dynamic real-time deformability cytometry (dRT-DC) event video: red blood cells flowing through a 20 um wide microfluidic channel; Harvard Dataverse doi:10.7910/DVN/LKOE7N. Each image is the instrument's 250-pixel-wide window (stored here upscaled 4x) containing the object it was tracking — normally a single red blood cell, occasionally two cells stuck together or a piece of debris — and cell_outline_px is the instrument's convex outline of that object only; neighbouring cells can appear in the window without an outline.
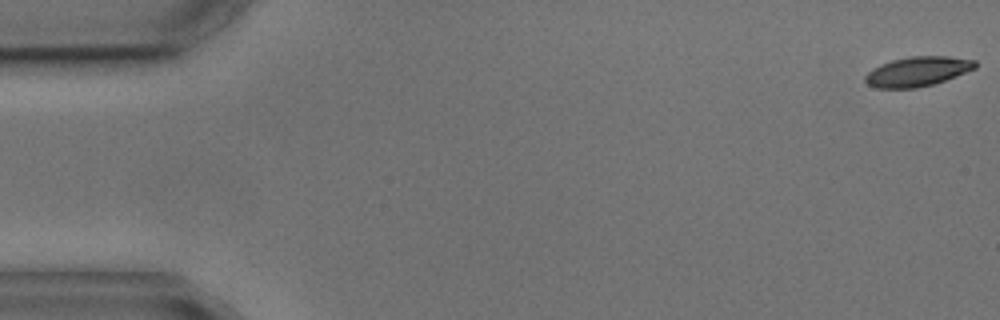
{"species": "common noctule bat (a hibernating species)", "species_latin": "Nyctalus noctula", "temperature_condition": "cold", "stored_images_in_passage": 4, "camera_frame_rate_fps": 3000, "um_per_image_px": 0.085, "animal": {"sex": "male", "body_mass_g": 17.9, "forearm_length_mm": 54.2}, "frame": {"image": 1, "passage_image": 1, "time_ms": 0.0, "image_size_px": [1000, 320], "cell_outline_px": [[976, 68], [956, 76], [932, 84], [916, 88], [876, 88], [868, 84], [864, 80], [864, 76], [872, 68], [880, 64], [892, 60], [908, 56], [948, 56], [976, 60]], "centroid_in_image_um": [77.97, 6.07], "position_along_channel_um": 7.0, "area_um2": 19.02}}
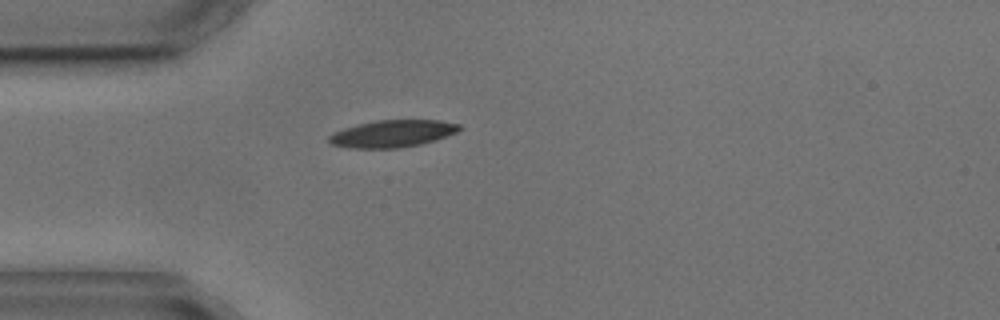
{"frame": {"image": 2, "passage_image": 4, "time_ms": 4.667, "image_size_px": [1000, 320], "cell_outline_px": [[464, 128], [456, 132], [436, 140], [420, 144], [400, 148], [348, 148], [332, 144], [328, 140], [328, 136], [332, 132], [344, 128], [376, 120], [440, 120], [460, 124]], "centroid_in_image_um": [33.37, 11.36], "position_along_channel_um": 51.6, "area_um2": 20.69}}